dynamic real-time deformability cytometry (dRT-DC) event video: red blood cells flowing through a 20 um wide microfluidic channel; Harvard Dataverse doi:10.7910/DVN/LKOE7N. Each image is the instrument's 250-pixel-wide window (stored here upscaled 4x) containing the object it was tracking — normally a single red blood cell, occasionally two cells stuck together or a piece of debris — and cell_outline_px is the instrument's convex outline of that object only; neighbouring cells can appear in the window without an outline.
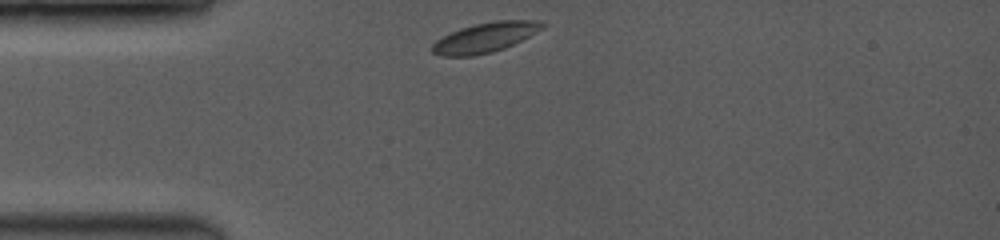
{"species": "common noctule bat (a hibernating species)", "species_latin": "Nyctalus noctula", "temperature_condition": "room temperature", "stored_images_in_passage": 5, "camera_frame_rate_fps": 3500, "um_per_image_px": 0.085, "animal": {"sex": "female", "body_mass_g": 19.0, "forearm_length_mm": 53.3}, "frame": {"image": 1, "passage_image": 1, "time_ms": 0.0, "image_size_px": [1000, 240], "cell_outline_px": [[548, 24], [544, 28], [504, 48], [492, 52], [472, 56], [444, 56], [432, 52], [432, 44], [436, 40], [460, 28], [476, 24], [496, 20], [540, 20]], "centroid_in_image_um": [41.27, 3.17], "position_along_channel_um": 43.7, "area_um2": 18.96}}
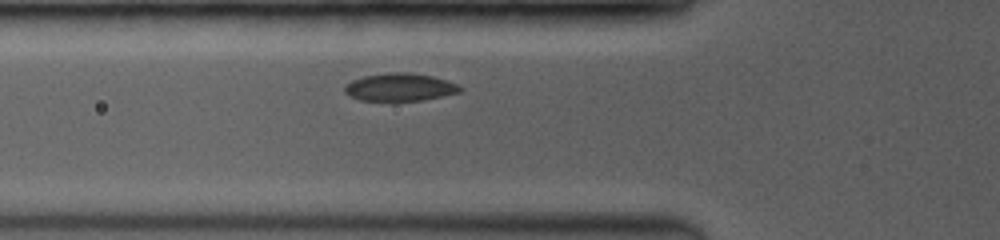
{"frame": {"image": 2, "passage_image": 5, "time_ms": 1.714, "image_size_px": [1000, 240], "cell_outline_px": [[464, 88], [460, 92], [424, 100], [360, 100], [344, 92], [344, 84], [352, 80], [364, 76], [388, 72], [408, 72], [432, 76], [456, 84]], "centroid_in_image_um": [33.97, 7.4], "position_along_channel_um": 91.8, "area_um2": 18.5}}